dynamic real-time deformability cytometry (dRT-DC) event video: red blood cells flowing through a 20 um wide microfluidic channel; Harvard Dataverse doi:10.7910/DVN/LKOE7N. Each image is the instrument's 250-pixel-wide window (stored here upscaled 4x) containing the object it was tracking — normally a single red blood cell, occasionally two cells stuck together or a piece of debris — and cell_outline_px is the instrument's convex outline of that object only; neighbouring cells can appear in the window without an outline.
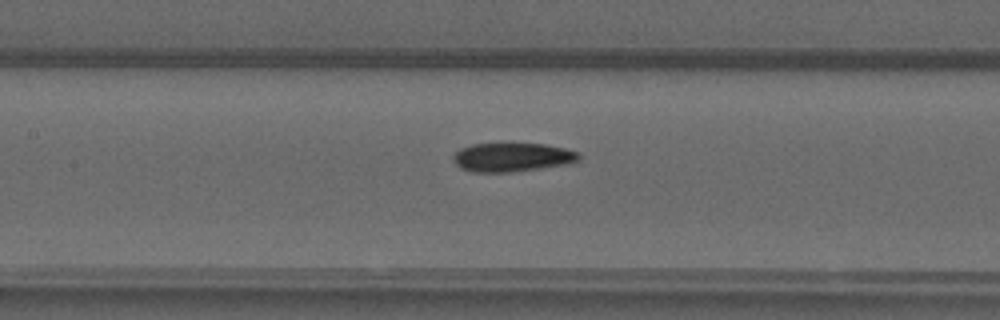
{"species": "common noctule bat (a hibernating species)", "species_latin": "Nyctalus noctula", "temperature_condition": "warm", "stored_images_in_passage": 35, "camera_frame_rate_fps": 3000, "um_per_image_px": 0.085, "animal": {"sex": "male", "forearm_length_mm": 52.5}, "frame": {"image": 1, "passage_image": 24, "time_ms": 7.667, "image_size_px": [1000, 320], "cell_outline_px": [[580, 160], [568, 164], [540, 168], [508, 172], [472, 172], [460, 168], [452, 160], [452, 156], [460, 148], [472, 144], [496, 140], [512, 140], [548, 144], [568, 148], [580, 152]], "centroid_in_image_um": [43.54, 13.29], "position_along_channel_um": 163.9, "area_um2": 22.6}}
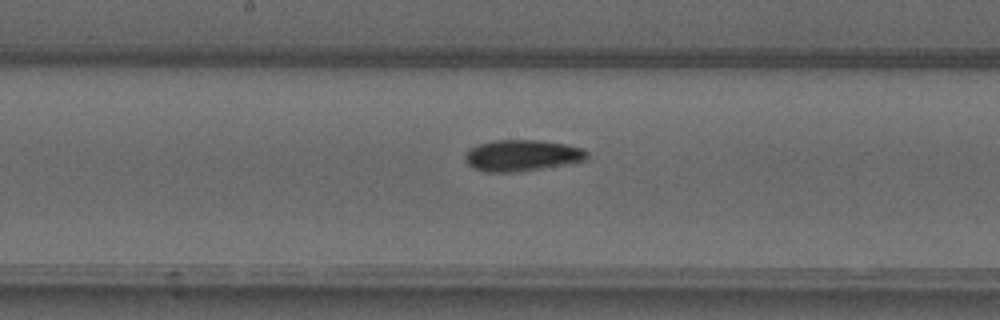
{"frame": {"image": 2, "passage_image": 27, "time_ms": 8.667, "image_size_px": [1000, 320], "cell_outline_px": [[588, 160], [568, 164], [544, 168], [516, 172], [484, 172], [472, 168], [464, 160], [464, 152], [468, 148], [476, 144], [492, 140], [544, 140], [584, 148], [588, 152]], "centroid_in_image_um": [44.34, 13.21], "position_along_channel_um": 203.9, "area_um2": 22.83}}
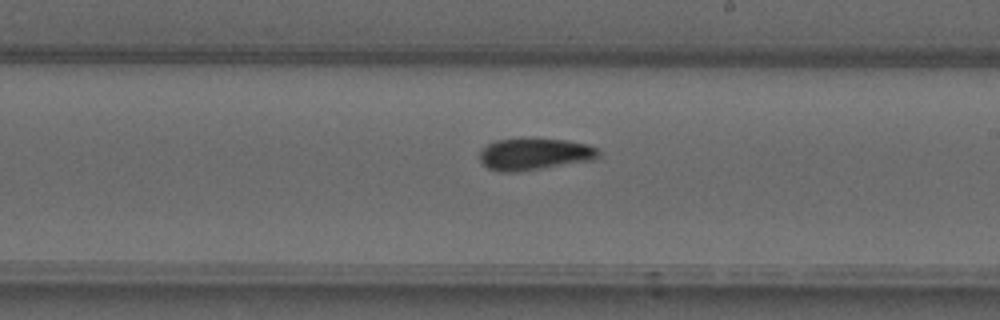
{"frame": {"image": 3, "passage_image": 30, "time_ms": 9.667, "image_size_px": [1000, 320], "cell_outline_px": [[600, 156], [592, 160], [516, 172], [500, 172], [488, 168], [480, 160], [480, 152], [488, 144], [496, 140], [520, 136], [536, 136], [568, 140], [588, 144], [600, 148]], "centroid_in_image_um": [45.46, 13.04], "position_along_channel_um": 243.5, "area_um2": 22.89}}